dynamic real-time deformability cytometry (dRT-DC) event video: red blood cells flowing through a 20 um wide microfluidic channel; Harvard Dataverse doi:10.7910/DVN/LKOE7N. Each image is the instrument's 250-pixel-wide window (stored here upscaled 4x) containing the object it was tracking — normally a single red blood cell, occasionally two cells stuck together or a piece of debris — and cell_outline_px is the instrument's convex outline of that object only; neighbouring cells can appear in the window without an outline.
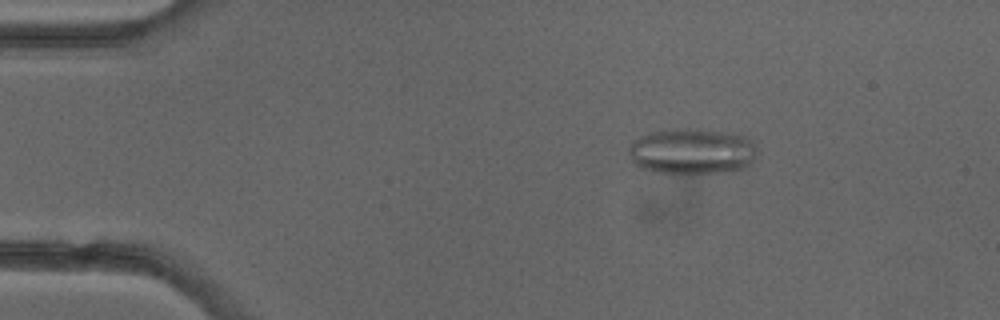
{"species": "common noctule bat (a hibernating species)", "species_latin": "Nyctalus noctula", "temperature_condition": "cold", "stored_images_in_passage": 4, "camera_frame_rate_fps": 3000, "um_per_image_px": 0.085, "animal": {"sex": "female"}, "frame": {"image": 1, "passage_image": 3, "time_ms": 2.333, "image_size_px": [1000, 320], "cell_outline_px": [[756, 160], [752, 164], [744, 168], [720, 172], [656, 172], [640, 168], [632, 160], [628, 148], [632, 140], [640, 136], [652, 132], [672, 128], [696, 128], [748, 136], [752, 140], [756, 148]], "centroid_in_image_um": [58.84, 12.83], "position_along_channel_um": 26.2, "area_um2": 34.39}}